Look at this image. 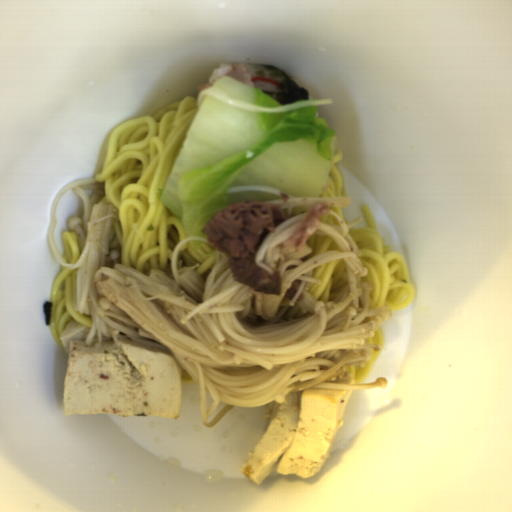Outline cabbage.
Wrapping results in <instances>:
<instances>
[{
  "label": "cabbage",
  "instance_id": "1",
  "mask_svg": "<svg viewBox=\"0 0 512 512\" xmlns=\"http://www.w3.org/2000/svg\"><path fill=\"white\" fill-rule=\"evenodd\" d=\"M337 144L334 129L317 117L315 105L259 113L205 98L186 128L160 199L186 237H202L211 218L231 203L280 199L270 191L227 193L230 187L320 196Z\"/></svg>",
  "mask_w": 512,
  "mask_h": 512
},
{
  "label": "cabbage",
  "instance_id": "2",
  "mask_svg": "<svg viewBox=\"0 0 512 512\" xmlns=\"http://www.w3.org/2000/svg\"><path fill=\"white\" fill-rule=\"evenodd\" d=\"M211 87L231 98L251 105L268 108L279 107L280 105L277 100L264 93L262 89H253L241 81L227 76H222Z\"/></svg>",
  "mask_w": 512,
  "mask_h": 512
}]
</instances>
